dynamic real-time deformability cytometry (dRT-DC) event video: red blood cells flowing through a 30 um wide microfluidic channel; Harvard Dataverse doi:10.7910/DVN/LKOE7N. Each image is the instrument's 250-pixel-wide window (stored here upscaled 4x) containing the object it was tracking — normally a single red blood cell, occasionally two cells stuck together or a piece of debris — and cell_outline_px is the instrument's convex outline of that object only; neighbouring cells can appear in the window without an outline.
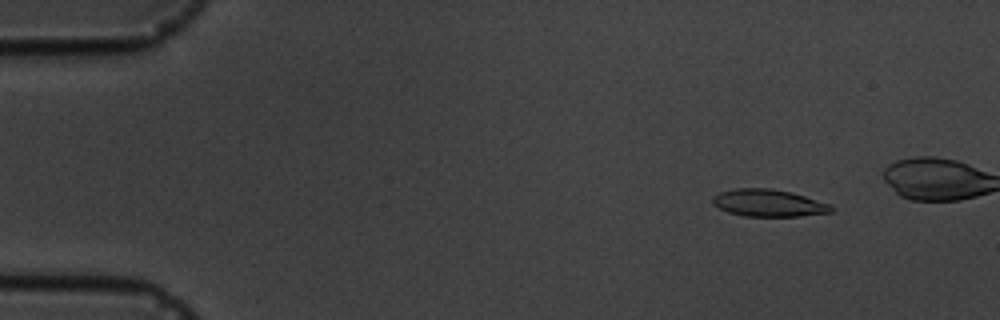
{"species": "common noctule bat (a hibernating species)", "species_latin": "Nyctalus noctula", "temperature_condition": "cold", "stored_images_in_passage": 5, "camera_frame_rate_fps": 3000, "um_per_image_px": 0.085, "animal": {"sex": "male", "body_mass_g": 19.5, "forearm_length_mm": 54.6}, "frame": {"image": 1, "passage_image": 2, "time_ms": 1.0, "image_size_px": [1000, 320], "cell_outline_px": [[832, 212], [800, 216], [744, 216], [728, 212], [712, 204], [712, 196], [720, 192], [736, 188], [772, 188], [792, 192], [832, 204]], "centroid_in_image_um": [65.33, 17.25], "position_along_channel_um": 19.7, "area_um2": 18.9}}